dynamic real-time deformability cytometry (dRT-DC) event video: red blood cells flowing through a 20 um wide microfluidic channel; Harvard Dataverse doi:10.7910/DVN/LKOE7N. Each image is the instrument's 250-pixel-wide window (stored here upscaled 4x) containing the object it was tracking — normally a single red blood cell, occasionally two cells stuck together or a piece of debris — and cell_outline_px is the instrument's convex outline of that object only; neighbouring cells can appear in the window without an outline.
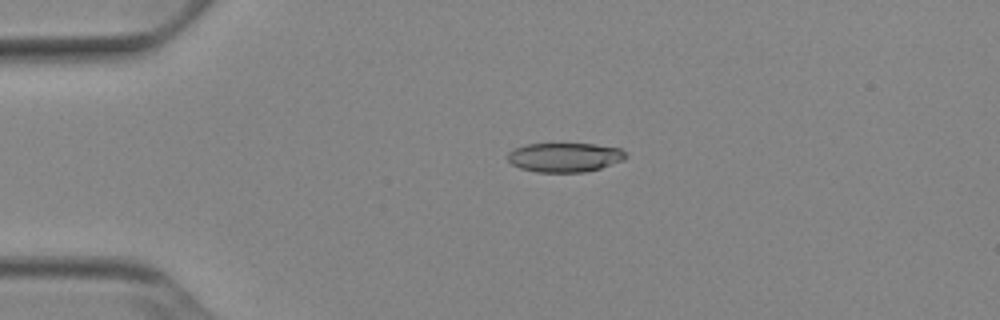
{"species": "Egyptian fruit bat (a non-hibernating species)", "species_latin": "Rousettus aegyptiacus", "temperature_condition": "cold", "stored_images_in_passage": 52, "camera_frame_rate_fps": 3000, "um_per_image_px": 0.085, "animal": {"sex": "female"}, "frame": {"image": 1, "passage_image": 12, "time_ms": 3.667, "image_size_px": [1000, 320], "cell_outline_px": [[628, 156], [624, 160], [600, 168], [584, 172], [536, 172], [520, 168], [512, 164], [508, 160], [508, 152], [516, 148], [528, 144], [596, 144], [620, 148]], "centroid_in_image_um": [48.02, 13.37], "position_along_channel_um": 37.0, "area_um2": 20.06}}
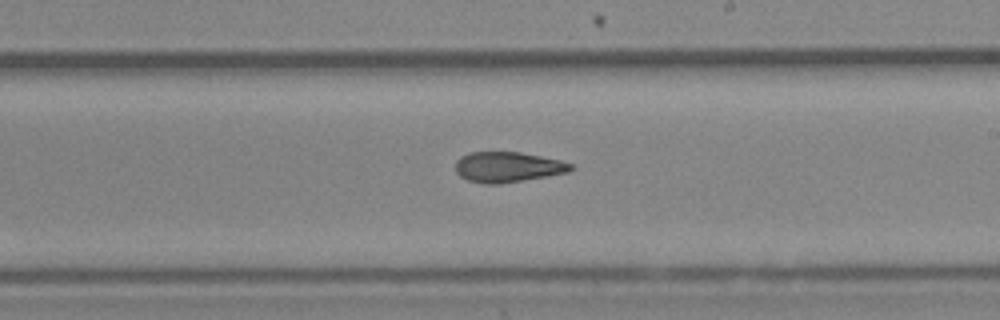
{"frame": {"image": 2, "passage_image": 31, "time_ms": 10.0, "image_size_px": [1000, 320], "cell_outline_px": [[572, 168], [568, 172], [548, 176], [500, 184], [484, 184], [468, 180], [460, 176], [456, 172], [456, 160], [460, 156], [468, 152], [520, 152], [560, 160], [572, 164]], "centroid_in_image_um": [43.12, 14.2], "position_along_channel_um": 245.9, "area_um2": 20.4}}
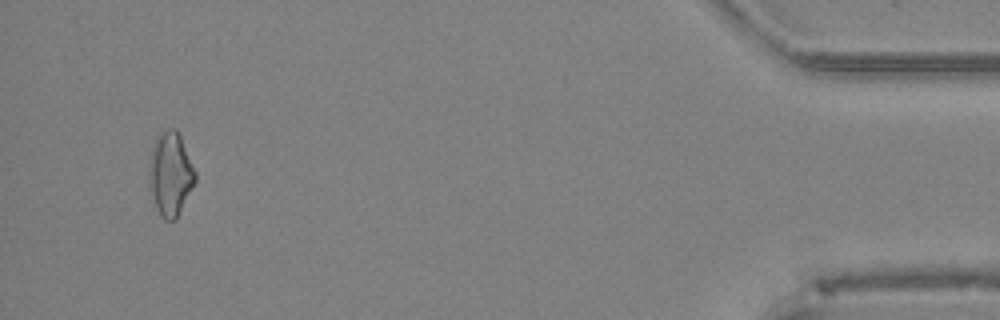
{"frame": {"image": 3, "passage_image": 50, "time_ms": 16.333, "image_size_px": [1000, 320], "cell_outline_px": [[196, 180], [176, 220], [164, 220], [160, 216], [156, 208], [152, 196], [148, 172], [148, 164], [156, 140], [160, 132], [168, 128], [176, 128], [180, 136], [196, 172]], "centroid_in_image_um": [14.49, 14.81], "position_along_channel_um": 420.7, "area_um2": 22.31}, "authors_computed_cell_mechanics": {"area_um2": 20.9814, "velocity_mm_per_s": 3.9031, "shape_relaxation_time_tau1_ms": null, "shape_relaxation_time_tau2_ms": 5.4284, "deformation_change_tau1": null, "deformation_change_tau2": 0.1469}}